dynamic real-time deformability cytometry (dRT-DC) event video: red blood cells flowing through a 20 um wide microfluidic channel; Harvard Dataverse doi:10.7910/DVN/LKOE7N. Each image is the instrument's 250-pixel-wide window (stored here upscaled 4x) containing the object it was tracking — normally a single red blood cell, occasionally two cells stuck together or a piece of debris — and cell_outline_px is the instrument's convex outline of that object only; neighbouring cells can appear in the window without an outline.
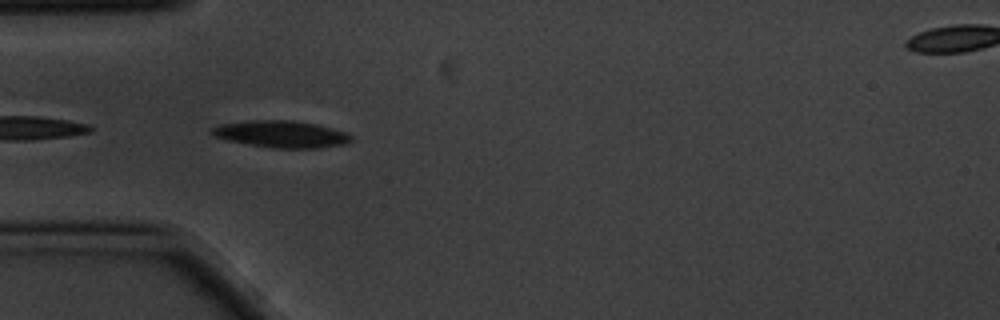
{"species": "common noctule bat (a hibernating species)", "species_latin": "Nyctalus noctula", "temperature_condition": "cold", "stored_images_in_passage": 3, "camera_frame_rate_fps": 3000, "um_per_image_px": 0.085, "animal": {"sex": "male", "body_mass_g": 20.1, "forearm_length_mm": 53.5}, "frame": {"image": 1, "passage_image": 1, "time_ms": 0.0, "image_size_px": [1000, 320], "cell_outline_px": [[352, 140], [348, 144], [320, 148], [268, 148], [228, 140], [216, 136], [208, 132], [212, 128], [220, 124], [248, 120], [292, 120], [316, 124], [344, 132], [352, 136]], "centroid_in_image_um": [23.91, 11.4], "position_along_channel_um": 61.1, "area_um2": 21.91}}